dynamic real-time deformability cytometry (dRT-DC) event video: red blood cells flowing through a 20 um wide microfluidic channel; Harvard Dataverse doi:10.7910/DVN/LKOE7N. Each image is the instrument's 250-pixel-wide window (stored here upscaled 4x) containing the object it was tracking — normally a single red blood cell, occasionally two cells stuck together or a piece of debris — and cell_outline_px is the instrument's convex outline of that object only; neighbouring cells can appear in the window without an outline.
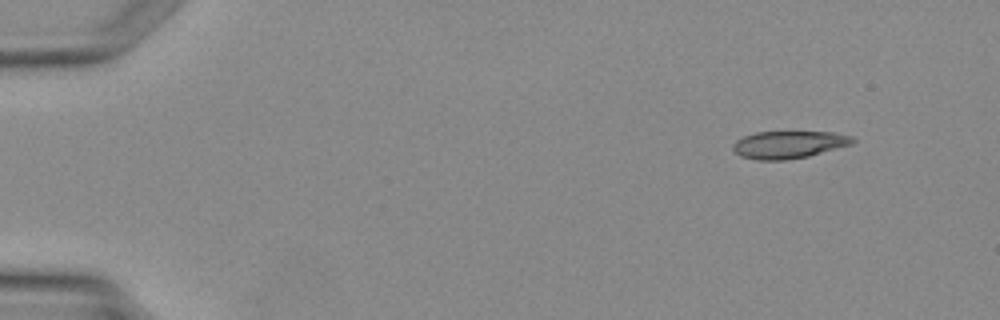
{"species": "Egyptian fruit bat (a non-hibernating species)", "species_latin": "Rousettus aegyptiacus", "temperature_condition": "warm", "stored_images_in_passage": 4, "segment_of_instrument_passage": [1, 2], "camera_frame_rate_fps": 3000, "um_per_image_px": 0.085, "animal": {"sex": "female"}, "frame": {"image": 1, "passage_image": 1, "time_ms": 0.0, "image_size_px": [1000, 320], "cell_outline_px": [[856, 140], [852, 144], [808, 156], [784, 160], [756, 160], [740, 156], [732, 148], [732, 144], [736, 140], [744, 136], [756, 132], [836, 132], [852, 136]], "centroid_in_image_um": [67.04, 12.29], "position_along_channel_um": 18.0, "area_um2": 19.13}}